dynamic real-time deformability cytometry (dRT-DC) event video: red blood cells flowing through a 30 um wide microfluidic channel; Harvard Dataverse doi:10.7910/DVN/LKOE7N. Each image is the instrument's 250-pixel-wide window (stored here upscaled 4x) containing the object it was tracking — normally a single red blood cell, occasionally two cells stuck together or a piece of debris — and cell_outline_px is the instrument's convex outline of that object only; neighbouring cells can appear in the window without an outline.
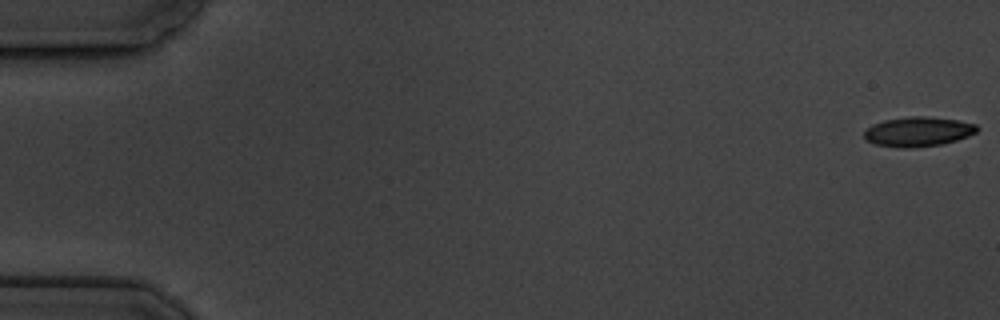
{"species": "common noctule bat (a hibernating species)", "species_latin": "Nyctalus noctula", "temperature_condition": "cold", "stored_images_in_passage": 7, "camera_frame_rate_fps": 3000, "um_per_image_px": 0.085, "animal": {"sex": "male", "body_mass_g": 19.5, "forearm_length_mm": 54.6}, "frame": {"image": 1, "passage_image": 1, "time_ms": 0.0, "image_size_px": [1000, 320], "cell_outline_px": [[980, 128], [976, 132], [968, 136], [956, 140], [940, 144], [916, 148], [904, 148], [876, 144], [864, 140], [864, 132], [872, 124], [884, 120], [908, 116], [924, 116], [956, 120], [976, 124]], "centroid_in_image_um": [78.02, 11.19], "position_along_channel_um": 7.0, "area_um2": 19.48}}
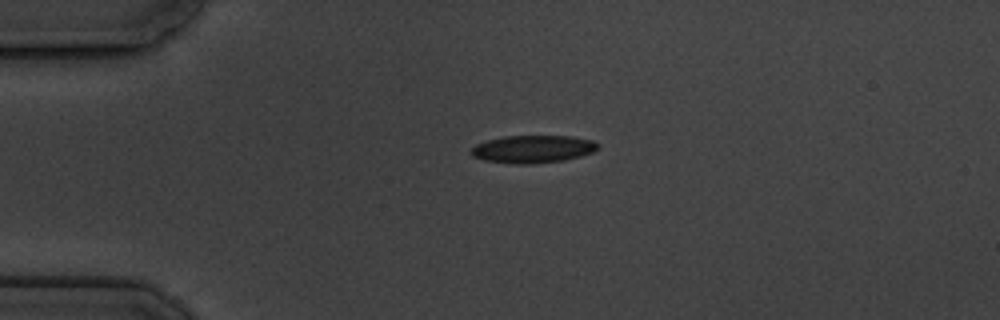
{"frame": {"image": 2, "passage_image": 5, "time_ms": 4.333, "image_size_px": [1000, 320], "cell_outline_px": [[600, 148], [596, 152], [564, 160], [532, 164], [512, 164], [484, 160], [472, 156], [468, 152], [476, 144], [488, 140], [504, 136], [572, 136], [592, 140], [600, 144]], "centroid_in_image_um": [45.32, 12.67], "position_along_channel_um": 39.7, "area_um2": 20.69}}